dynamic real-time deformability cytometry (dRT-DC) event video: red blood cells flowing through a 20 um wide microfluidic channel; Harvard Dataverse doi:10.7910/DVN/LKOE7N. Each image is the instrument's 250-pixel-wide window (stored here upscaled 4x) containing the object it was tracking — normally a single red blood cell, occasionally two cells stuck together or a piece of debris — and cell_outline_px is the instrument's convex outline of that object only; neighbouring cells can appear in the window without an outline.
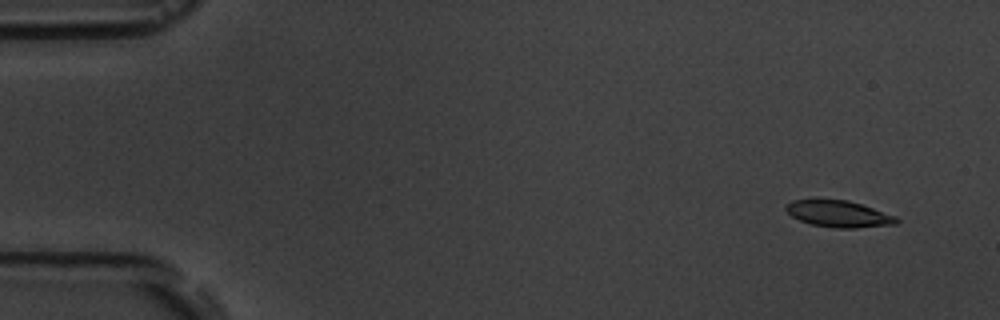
{"species": "common noctule bat (a hibernating species)", "species_latin": "Nyctalus noctula", "temperature_condition": "room temperature", "stored_images_in_passage": 11, "camera_frame_rate_fps": 3000, "um_per_image_px": 0.085, "animal": {"sex": "male", "body_mass_g": 19.5, "forearm_length_mm": 54.6}, "frame": {"image": 1, "passage_image": 1, "time_ms": 0.0, "image_size_px": [1000, 320], "cell_outline_px": [[900, 220], [896, 224], [856, 228], [836, 228], [812, 224], [800, 220], [792, 216], [784, 208], [792, 200], [848, 200], [896, 216]], "centroid_in_image_um": [71.31, 18.19], "position_along_channel_um": 13.7, "area_um2": 16.82}}
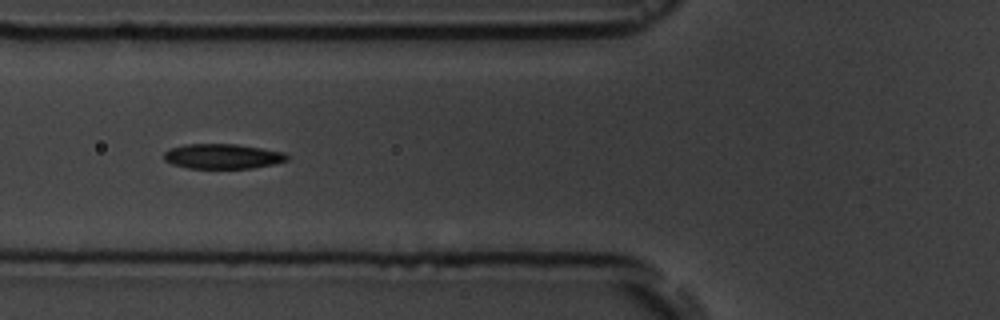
{"frame": {"image": 2, "passage_image": 6, "time_ms": 5.667, "image_size_px": [1000, 320], "cell_outline_px": [[288, 160], [276, 164], [252, 168], [188, 168], [172, 164], [164, 160], [164, 152], [168, 148], [184, 144], [236, 144], [284, 152], [288, 156]], "centroid_in_image_um": [18.9, 13.28], "position_along_channel_um": 106.9, "area_um2": 17.98}}
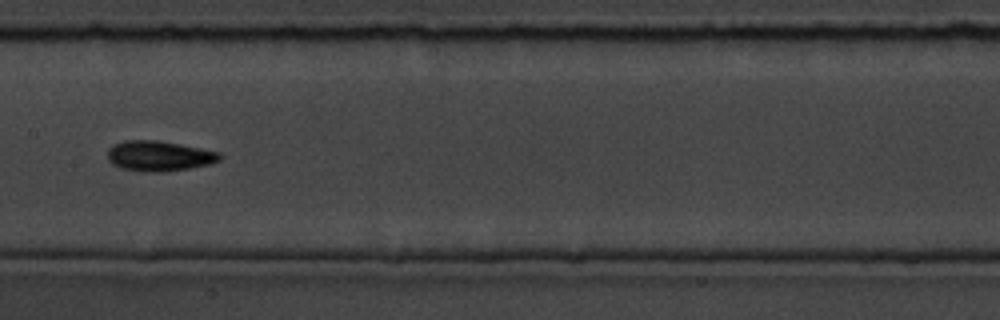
{"frame": {"image": 3, "passage_image": 8, "time_ms": 8.0, "image_size_px": [1000, 320], "cell_outline_px": [[224, 156], [220, 160], [208, 164], [188, 168], [164, 172], [148, 172], [120, 168], [112, 164], [108, 160], [108, 148], [112, 144], [124, 140], [156, 140], [180, 144], [220, 152]], "centroid_in_image_um": [13.5, 13.25], "position_along_channel_um": 193.9, "area_um2": 19.88}}